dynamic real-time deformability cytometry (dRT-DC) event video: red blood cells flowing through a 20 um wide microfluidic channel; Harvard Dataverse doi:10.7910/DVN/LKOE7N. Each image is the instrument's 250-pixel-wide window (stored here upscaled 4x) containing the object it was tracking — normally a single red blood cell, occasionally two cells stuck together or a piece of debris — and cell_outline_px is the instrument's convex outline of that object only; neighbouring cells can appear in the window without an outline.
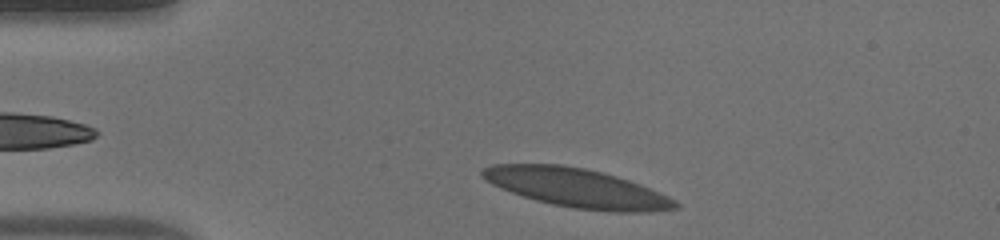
{"species": "human", "species_latin": "Homo sapiens", "temperature_condition": "warm", "stored_images_in_passage": 40, "camera_frame_rate_fps": 3000, "um_per_image_px": 0.085, "donor": {"sex": "male"}, "frame": {"image": 1, "passage_image": 2, "time_ms": 0.333, "image_size_px": [1000, 240], "cell_outline_px": [[680, 208], [648, 212], [616, 212], [572, 208], [552, 204], [536, 200], [500, 188], [492, 184], [480, 176], [480, 172], [484, 168], [492, 164], [560, 164], [584, 168], [616, 176], [640, 184], [668, 196], [676, 200], [680, 204]], "centroid_in_image_um": [49.04, 15.98], "position_along_channel_um": 36.0, "area_um2": 43.7}}
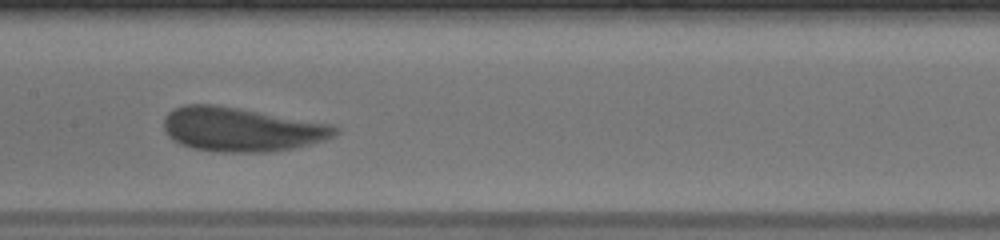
{"frame": {"image": 2, "passage_image": 16, "time_ms": 5.0, "image_size_px": [1000, 240], "cell_outline_px": [[340, 132], [324, 140], [292, 148], [268, 152], [220, 152], [192, 148], [180, 144], [172, 140], [164, 132], [164, 116], [168, 112], [184, 104], [216, 104], [240, 108], [332, 124], [340, 128]], "centroid_in_image_um": [20.49, 10.99], "position_along_channel_um": 186.9, "area_um2": 44.22}}
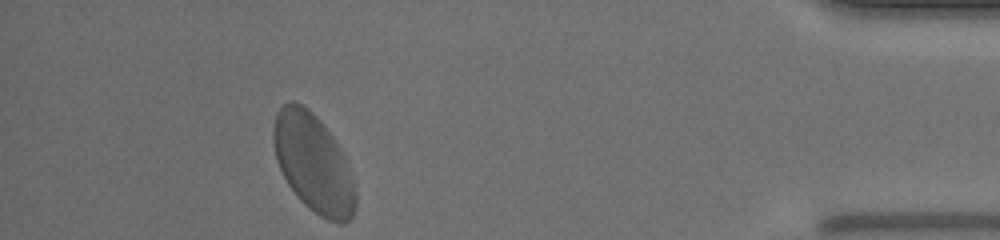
{"frame": {"image": 3, "passage_image": 36, "time_ms": 11.667, "image_size_px": [1000, 240], "cell_outline_px": [[356, 208], [352, 216], [344, 224], [340, 224], [328, 220], [320, 216], [304, 204], [300, 200], [288, 184], [276, 160], [272, 140], [272, 128], [276, 112], [288, 100], [296, 100], [308, 108], [316, 116], [332, 136], [344, 152], [356, 192]], "centroid_in_image_um": [26.63, 13.86], "position_along_channel_um": 408.6, "area_um2": 47.28}, "authors_computed_cell_mechanics": {"area_um2": 43.5523, "velocity_mm_per_s": 4.1281, "shape_relaxation_time_tau1_ms": 2.6148, "shape_relaxation_time_tau2_ms": 0.7008, "deformation_change_tau1": 0.1009, "deformation_change_tau2": 0.062}}